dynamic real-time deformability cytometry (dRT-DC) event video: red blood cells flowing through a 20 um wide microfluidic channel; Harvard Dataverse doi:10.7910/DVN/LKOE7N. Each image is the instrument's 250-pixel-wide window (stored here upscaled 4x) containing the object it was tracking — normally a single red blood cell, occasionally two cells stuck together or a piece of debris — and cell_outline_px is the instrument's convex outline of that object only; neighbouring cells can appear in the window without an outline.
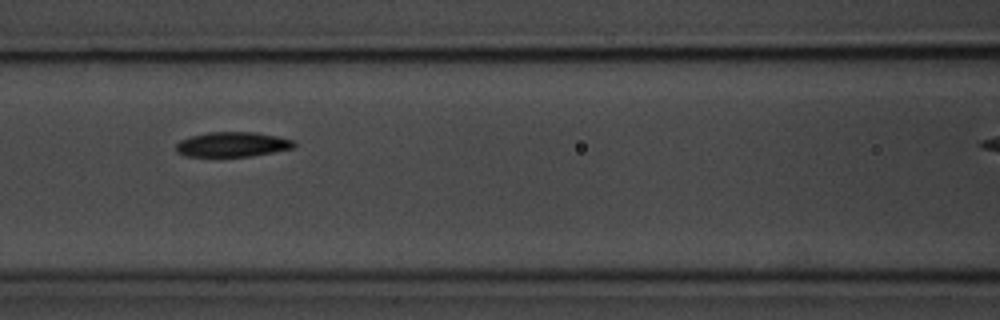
{"species": "common noctule bat (a hibernating species)", "species_latin": "Nyctalus noctula", "temperature_condition": "room temperature", "stored_images_in_passage": 9, "camera_frame_rate_fps": 3000, "um_per_image_px": 0.085, "animal": {"sex": "male", "body_mass_g": 20.1, "forearm_length_mm": 53.5}, "frame": {"image": 1, "passage_image": 3, "time_ms": 2.333, "image_size_px": [1000, 320], "cell_outline_px": [[296, 148], [252, 156], [184, 156], [176, 152], [176, 144], [180, 140], [192, 136], [208, 132], [256, 132], [276, 136], [292, 140], [296, 144]], "centroid_in_image_um": [19.77, 12.28], "position_along_channel_um": 146.8, "area_um2": 17.11}}
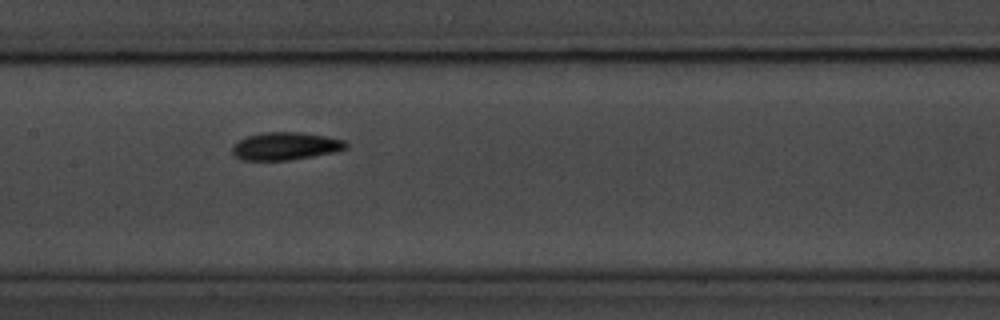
{"frame": {"image": 2, "passage_image": 4, "time_ms": 3.333, "image_size_px": [1000, 320], "cell_outline_px": [[348, 148], [332, 152], [312, 156], [288, 160], [240, 160], [232, 152], [232, 144], [248, 136], [264, 132], [300, 132], [328, 136], [344, 140], [348, 144]], "centroid_in_image_um": [24.26, 12.41], "position_along_channel_um": 183.1, "area_um2": 18.32}}